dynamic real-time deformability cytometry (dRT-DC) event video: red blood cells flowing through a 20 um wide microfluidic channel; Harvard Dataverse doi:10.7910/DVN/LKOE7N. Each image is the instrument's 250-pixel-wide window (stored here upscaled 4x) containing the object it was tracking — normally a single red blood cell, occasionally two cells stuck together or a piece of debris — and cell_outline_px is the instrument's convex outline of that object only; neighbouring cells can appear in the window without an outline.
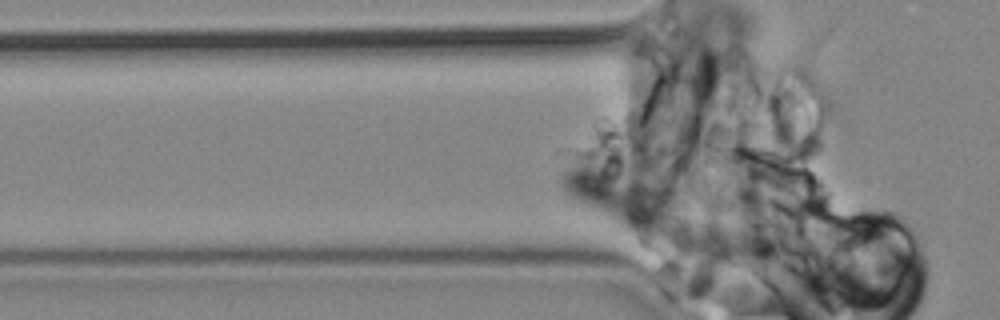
{"species": "common noctule bat (a hibernating species)", "species_latin": "Nyctalus noctula", "temperature_condition": "cold", "stored_images_in_passage": 6, "camera_frame_rate_fps": 3000, "um_per_image_px": 0.085, "animal": {"sex": "male", "body_mass_g": 19.2, "forearm_length_mm": 51.8}, "frame": {"image": 1, "passage_image": 5, "time_ms": 1.333, "image_size_px": [1000, 320], "cell_outline_px": [[648, 220], [636, 228], [628, 228], [568, 196], [564, 192], [560, 184], [560, 176], [564, 168], [584, 148], [588, 148], [616, 152], [624, 156], [628, 160], [648, 212]], "centroid_in_image_um": [51.46, 15.83], "position_along_channel_um": 74.3, "area_um2": 32.77}}